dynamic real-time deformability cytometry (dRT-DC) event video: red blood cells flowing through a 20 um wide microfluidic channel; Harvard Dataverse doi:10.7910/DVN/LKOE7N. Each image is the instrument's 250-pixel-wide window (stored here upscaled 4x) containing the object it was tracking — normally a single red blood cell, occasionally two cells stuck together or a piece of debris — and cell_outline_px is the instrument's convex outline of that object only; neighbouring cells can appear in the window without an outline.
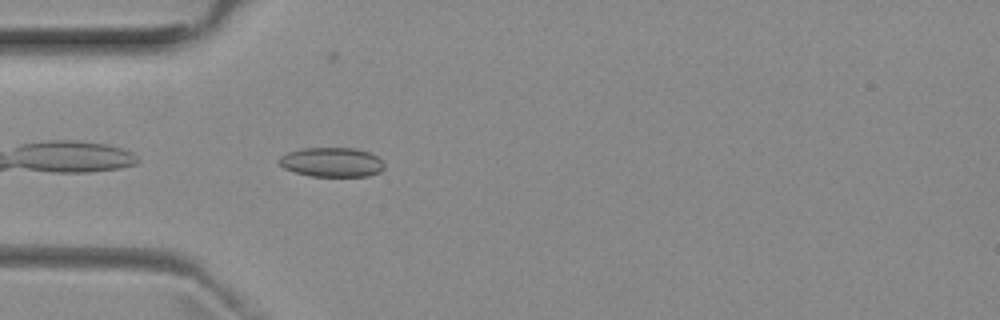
{"species": "common noctule bat (a hibernating species)", "species_latin": "Nyctalus noctula", "temperature_condition": "room temperature", "stored_images_in_passage": 39, "camera_frame_rate_fps": 3000, "um_per_image_px": 0.085, "animal": {"sex": "female", "body_mass_g": 29.2, "forearm_length_mm": 56.3}, "frame": {"image": 1, "passage_image": 2, "time_ms": 0.333, "image_size_px": [1000, 320], "cell_outline_px": [[384, 168], [380, 172], [368, 176], [308, 176], [284, 168], [280, 164], [280, 156], [288, 152], [304, 148], [352, 148], [368, 152], [376, 156], [384, 164]], "centroid_in_image_um": [28.21, 13.79], "position_along_channel_um": 56.8, "area_um2": 17.86}}
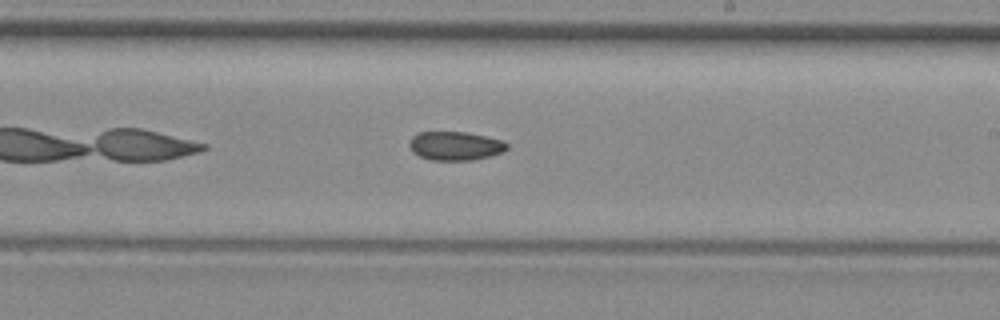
{"frame": {"image": 2, "passage_image": 17, "time_ms": 5.333, "image_size_px": [1000, 320], "cell_outline_px": [[508, 148], [504, 152], [472, 160], [432, 160], [420, 156], [412, 152], [408, 144], [412, 136], [420, 132], [464, 132], [504, 140], [508, 144]], "centroid_in_image_um": [38.7, 12.4], "position_along_channel_um": 250.3, "area_um2": 16.36}}
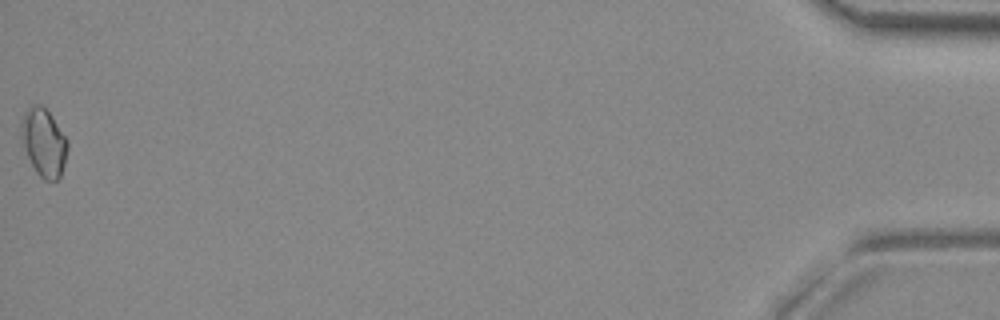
{"frame": {"image": 3, "passage_image": 39, "time_ms": 12.667, "image_size_px": [1000, 320], "cell_outline_px": [[68, 148], [60, 180], [44, 180], [36, 172], [24, 148], [20, 124], [24, 112], [32, 104], [40, 104], [52, 116], [68, 140]], "centroid_in_image_um": [3.73, 12.11], "position_along_channel_um": 431.5, "area_um2": 18.26}}